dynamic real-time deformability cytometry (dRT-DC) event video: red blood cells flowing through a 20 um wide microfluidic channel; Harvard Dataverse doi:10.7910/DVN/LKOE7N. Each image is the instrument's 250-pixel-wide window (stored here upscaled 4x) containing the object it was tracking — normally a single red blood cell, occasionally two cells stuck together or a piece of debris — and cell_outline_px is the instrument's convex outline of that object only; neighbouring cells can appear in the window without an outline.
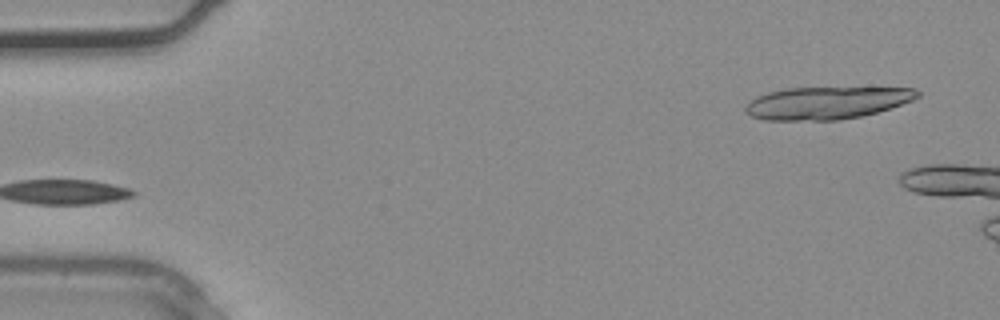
{"species": "common noctule bat (a hibernating species)", "species_latin": "Nyctalus noctula", "temperature_condition": "warm", "stored_images_in_passage": 3, "camera_frame_rate_fps": 3000, "um_per_image_px": 0.085, "animal": {"sex": "male", "body_mass_g": 20.4}, "frame": {"image": 1, "passage_image": 1, "time_ms": 0.0, "image_size_px": [1000, 320], "cell_outline_px": [[920, 96], [912, 100], [876, 112], [860, 116], [840, 120], [764, 120], [752, 116], [744, 112], [744, 108], [756, 96], [768, 92], [788, 88], [916, 88], [920, 92]], "centroid_in_image_um": [70.24, 8.75], "position_along_channel_um": 14.8, "area_um2": 32.19}}